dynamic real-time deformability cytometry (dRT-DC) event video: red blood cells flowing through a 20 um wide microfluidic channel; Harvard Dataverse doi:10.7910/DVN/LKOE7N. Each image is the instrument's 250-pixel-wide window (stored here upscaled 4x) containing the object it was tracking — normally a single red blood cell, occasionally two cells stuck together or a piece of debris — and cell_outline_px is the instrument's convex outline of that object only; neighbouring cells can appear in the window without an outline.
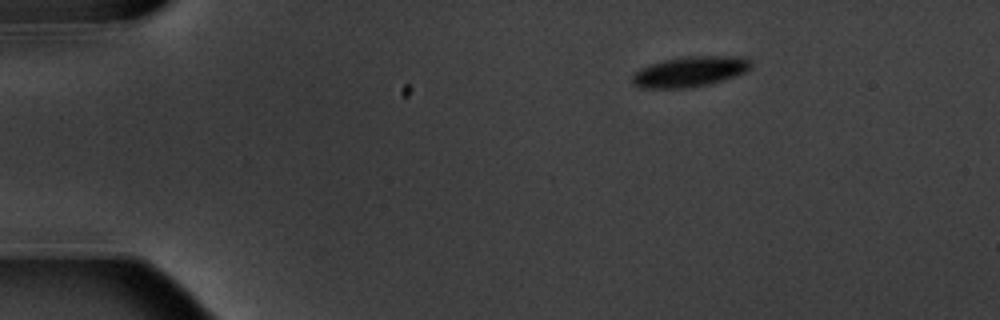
{"species": "common noctule bat (a hibernating species)", "species_latin": "Nyctalus noctula", "temperature_condition": "warm", "stored_images_in_passage": 5, "camera_frame_rate_fps": 3000, "um_per_image_px": 0.085, "animal": {"sex": "male", "body_mass_g": 20.1, "forearm_length_mm": 53.5}, "frame": {"image": 1, "passage_image": 1, "time_ms": 0.0, "image_size_px": [1000, 320], "cell_outline_px": [[752, 68], [744, 72], [724, 80], [708, 84], [688, 88], [640, 88], [632, 84], [632, 76], [640, 68], [664, 60], [684, 56], [748, 56], [752, 60]], "centroid_in_image_um": [58.69, 6.08], "position_along_channel_um": 26.3, "area_um2": 21.21}}
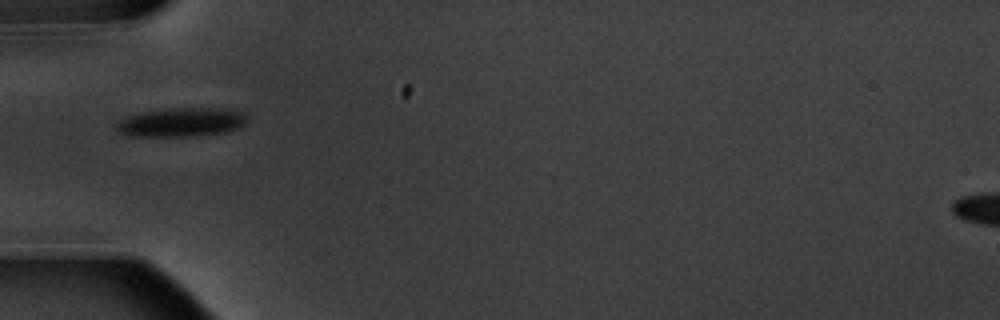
{"frame": {"image": 2, "passage_image": 4, "time_ms": 3.333, "image_size_px": [1000, 320], "cell_outline_px": [[248, 116], [244, 124], [236, 128], [224, 132], [192, 136], [128, 136], [120, 132], [116, 128], [116, 124], [124, 116], [140, 112], [168, 108], [228, 108], [244, 112]], "centroid_in_image_um": [15.4, 10.37], "position_along_channel_um": 69.6, "area_um2": 22.2}}